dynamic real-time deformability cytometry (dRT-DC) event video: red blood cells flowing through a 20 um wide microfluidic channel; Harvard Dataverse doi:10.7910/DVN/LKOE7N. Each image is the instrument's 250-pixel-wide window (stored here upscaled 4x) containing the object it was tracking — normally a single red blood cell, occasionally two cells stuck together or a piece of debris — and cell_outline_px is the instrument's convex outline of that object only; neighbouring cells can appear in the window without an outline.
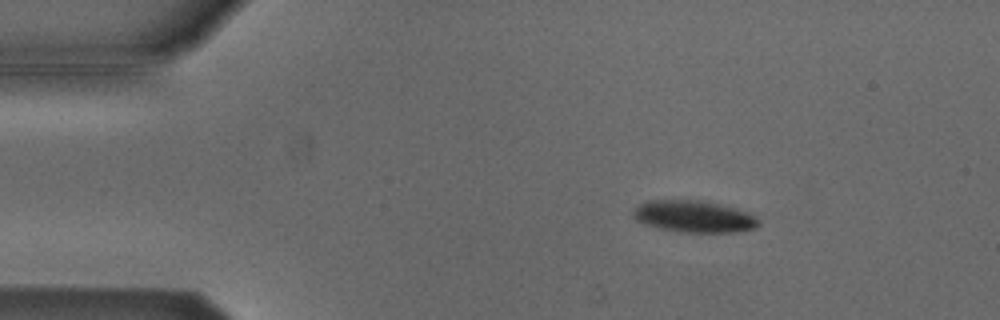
{"species": "Egyptian fruit bat (a non-hibernating species)", "species_latin": "Rousettus aegyptiacus", "temperature_condition": "cold", "stored_images_in_passage": 4, "camera_frame_rate_fps": 3000, "um_per_image_px": 0.085, "animal": {"sex": "male"}, "frame": {"image": 1, "passage_image": 2, "time_ms": 0.333, "image_size_px": [1000, 320], "cell_outline_px": [[760, 224], [756, 228], [736, 232], [680, 232], [656, 228], [644, 224], [636, 220], [632, 216], [632, 212], [640, 204], [648, 200], [700, 200], [736, 208], [748, 212], [756, 216], [760, 220]], "centroid_in_image_um": [58.99, 18.41], "position_along_channel_um": 26.0, "area_um2": 23.47}}